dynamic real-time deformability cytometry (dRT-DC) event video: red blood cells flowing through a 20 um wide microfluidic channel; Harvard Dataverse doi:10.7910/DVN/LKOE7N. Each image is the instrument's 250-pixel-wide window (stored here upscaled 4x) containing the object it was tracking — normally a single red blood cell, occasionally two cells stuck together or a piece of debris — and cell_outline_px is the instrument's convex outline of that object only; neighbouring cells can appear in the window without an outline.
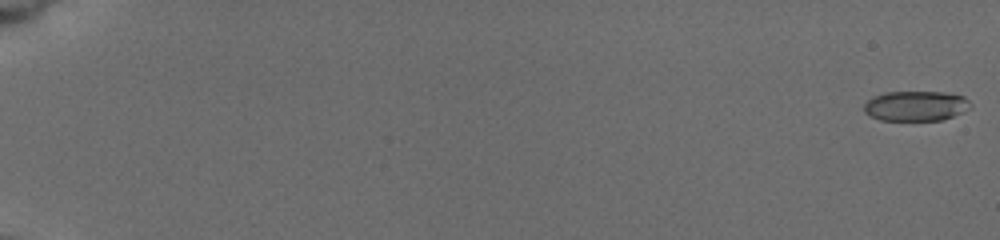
{"species": "common noctule bat (a hibernating species)", "species_latin": "Nyctalus noctula", "temperature_condition": "cold", "stored_images_in_passage": 12, "camera_frame_rate_fps": 3000, "um_per_image_px": 0.085, "animal": {"sex": "female", "body_mass_g": 19.5, "forearm_length_mm": 54.1}, "frame": {"image": 1, "passage_image": 1, "time_ms": 0.0, "image_size_px": [1000, 240], "cell_outline_px": [[972, 108], [952, 116], [940, 120], [880, 120], [868, 116], [864, 112], [864, 104], [872, 96], [884, 92], [944, 92], [964, 96], [972, 104]], "centroid_in_image_um": [77.83, 9.0], "position_along_channel_um": 7.2, "area_um2": 18.79}}
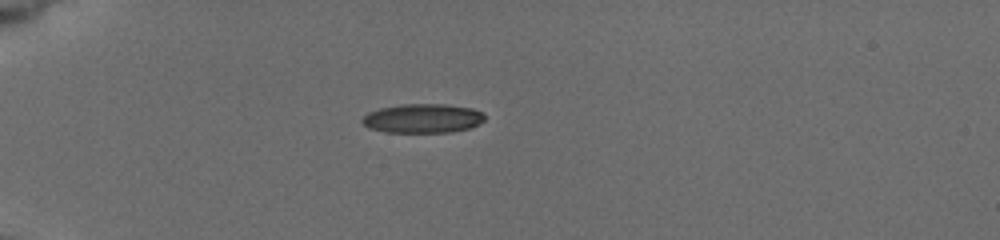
{"frame": {"image": 2, "passage_image": 11, "time_ms": 5.667, "image_size_px": [1000, 240], "cell_outline_px": [[484, 120], [480, 124], [472, 128], [448, 132], [384, 132], [368, 128], [360, 120], [368, 112], [380, 108], [400, 104], [444, 104], [472, 108], [484, 112]], "centroid_in_image_um": [35.94, 10.06], "position_along_channel_um": 49.1, "area_um2": 20.98}}